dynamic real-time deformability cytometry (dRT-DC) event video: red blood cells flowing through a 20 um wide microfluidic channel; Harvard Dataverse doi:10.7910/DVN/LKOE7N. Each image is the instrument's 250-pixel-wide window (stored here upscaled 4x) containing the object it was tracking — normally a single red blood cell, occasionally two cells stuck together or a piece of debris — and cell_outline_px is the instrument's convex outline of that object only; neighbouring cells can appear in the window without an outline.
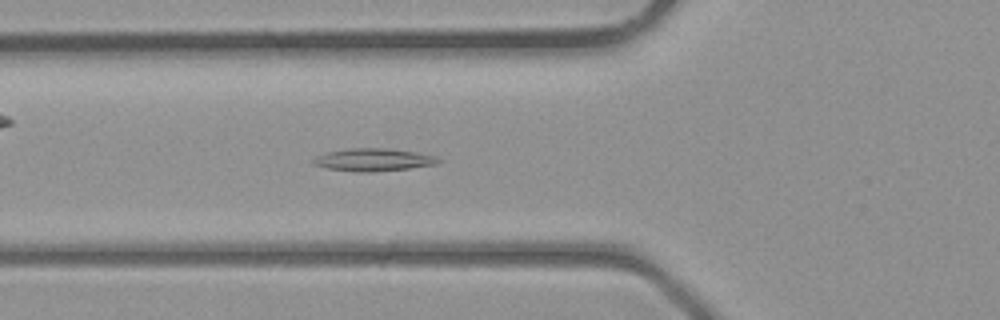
{"species": "common noctule bat (a hibernating species)", "species_latin": "Nyctalus noctula", "temperature_condition": "room temperature", "stored_images_in_passage": 28, "camera_frame_rate_fps": 3000, "um_per_image_px": 0.085, "animal": {"sex": "male", "body_mass_g": 23.1, "forearm_length_mm": 52.7}, "frame": {"image": 1, "passage_image": 3, "time_ms": 0.667, "image_size_px": [1000, 320], "cell_outline_px": [[440, 160], [436, 164], [408, 168], [372, 172], [356, 172], [328, 168], [312, 164], [312, 160], [316, 156], [324, 152], [348, 148], [384, 148], [416, 152], [436, 156]], "centroid_in_image_um": [31.68, 13.57], "position_along_channel_um": 94.1, "area_um2": 16.47}}
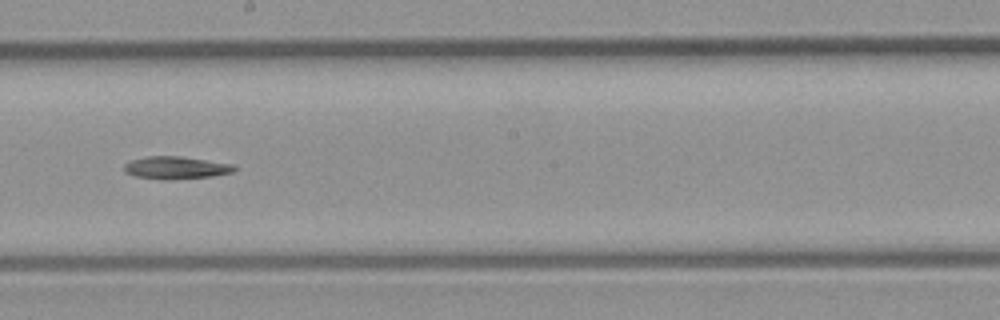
{"frame": {"image": 2, "passage_image": 11, "time_ms": 3.333, "image_size_px": [1000, 320], "cell_outline_px": [[236, 168], [232, 172], [212, 176], [164, 180], [160, 180], [136, 176], [124, 172], [124, 164], [132, 160], [148, 156], [184, 156], [232, 164]], "centroid_in_image_um": [14.93, 14.25], "position_along_channel_um": 233.3, "area_um2": 14.45}}
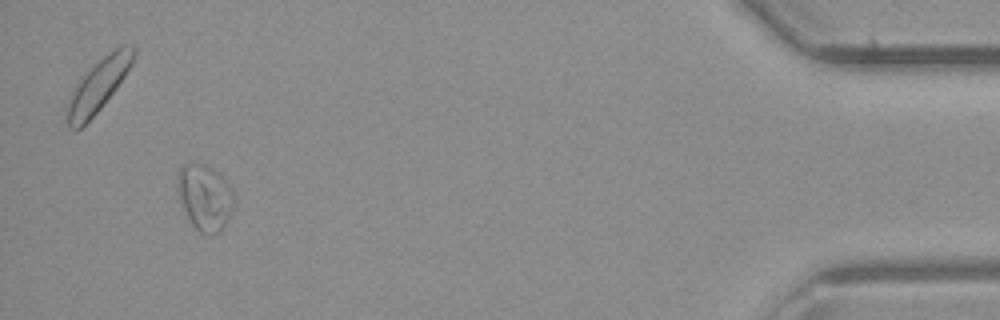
{"frame": {"image": 3, "passage_image": 26, "time_ms": 8.333, "image_size_px": [1000, 320], "cell_outline_px": [[232, 208], [224, 224], [216, 232], [200, 232], [192, 224], [184, 208], [176, 188], [176, 176], [180, 164], [200, 160], [216, 172], [228, 184], [232, 192]], "centroid_in_image_um": [17.33, 16.65], "position_along_channel_um": 417.9, "area_um2": 21.21}}